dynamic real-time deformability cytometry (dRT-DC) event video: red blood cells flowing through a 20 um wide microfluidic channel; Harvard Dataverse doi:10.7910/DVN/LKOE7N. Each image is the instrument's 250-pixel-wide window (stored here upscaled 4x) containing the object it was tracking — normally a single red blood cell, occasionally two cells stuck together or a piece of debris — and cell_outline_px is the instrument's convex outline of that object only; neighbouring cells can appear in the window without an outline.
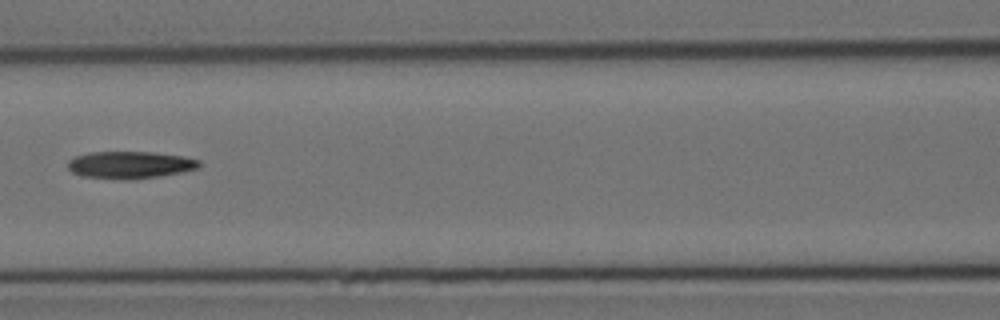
{"species": "Egyptian fruit bat (a non-hibernating species)", "species_latin": "Rousettus aegyptiacus", "temperature_condition": "cold", "stored_images_in_passage": 14, "camera_frame_rate_fps": 3000, "um_per_image_px": 0.085, "animal": {"sex": "female"}, "frame": {"image": 1, "passage_image": 6, "time_ms": 7.0, "image_size_px": [1000, 320], "cell_outline_px": [[200, 164], [196, 168], [180, 172], [156, 176], [128, 180], [124, 180], [84, 176], [72, 172], [68, 168], [68, 160], [76, 156], [88, 152], [152, 152], [184, 156], [200, 160]], "centroid_in_image_um": [11.02, 14.0], "position_along_channel_um": 155.6, "area_um2": 20.63}}
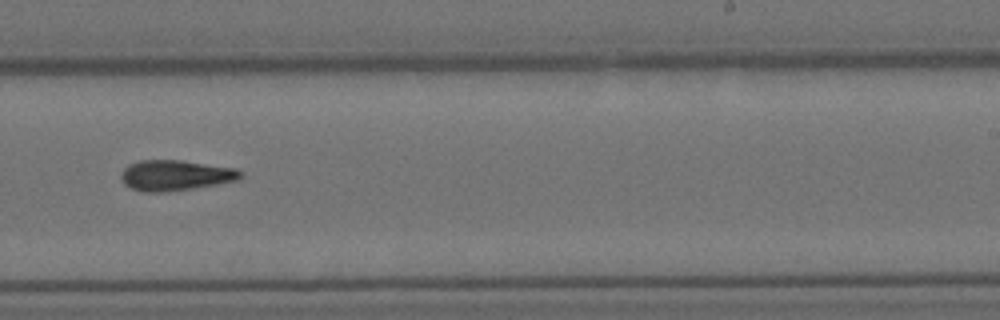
{"frame": {"image": 2, "passage_image": 9, "time_ms": 10.333, "image_size_px": [1000, 320], "cell_outline_px": [[244, 176], [240, 180], [192, 188], [164, 192], [144, 192], [132, 188], [124, 184], [120, 176], [124, 168], [128, 164], [140, 160], [180, 160], [236, 168], [244, 172]], "centroid_in_image_um": [14.94, 14.9], "position_along_channel_um": 274.1, "area_um2": 21.33}}
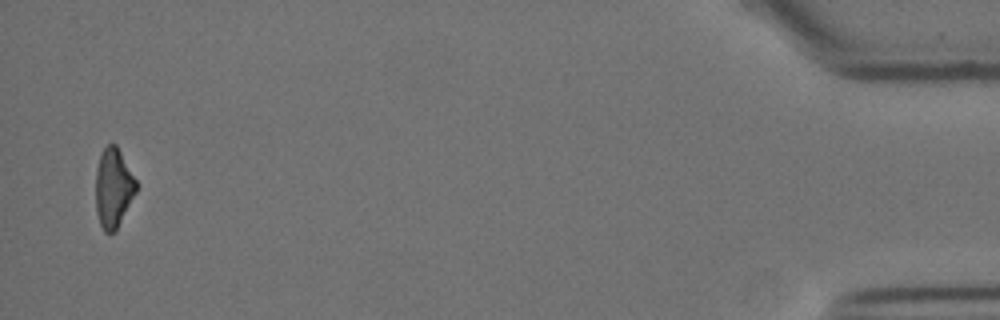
{"frame": {"image": 3, "passage_image": 14, "time_ms": 17.0, "image_size_px": [1000, 320], "cell_outline_px": [[140, 184], [136, 192], [116, 228], [112, 232], [104, 232], [100, 224], [96, 212], [96, 168], [100, 156], [104, 148], [108, 144], [116, 144]], "centroid_in_image_um": [9.65, 15.93], "position_along_channel_um": 425.5, "area_um2": 18.67}}